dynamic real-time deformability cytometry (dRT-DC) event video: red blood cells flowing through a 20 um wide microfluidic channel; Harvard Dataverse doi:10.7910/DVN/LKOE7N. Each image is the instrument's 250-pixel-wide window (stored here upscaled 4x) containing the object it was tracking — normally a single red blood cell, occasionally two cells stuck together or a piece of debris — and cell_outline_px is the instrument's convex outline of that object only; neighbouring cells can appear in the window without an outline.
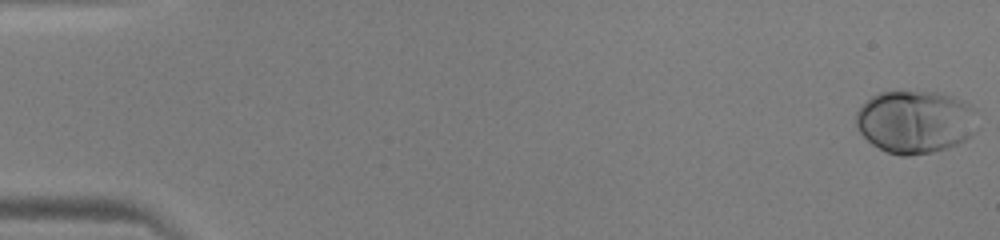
{"species": "human", "species_latin": "Homo sapiens", "temperature_condition": "warm", "stored_images_in_passage": 48, "camera_frame_rate_fps": 3000, "um_per_image_px": 0.085, "donor": {"sex": "male"}, "frame": {"image": 1, "passage_image": 1, "time_ms": 0.0, "image_size_px": [1000, 240], "cell_outline_px": [[976, 108], [972, 132], [964, 140], [956, 144], [932, 152], [908, 156], [900, 156], [888, 152], [872, 144], [856, 128], [856, 112], [872, 96], [880, 92], [936, 92], [952, 96], [964, 100], [972, 104]], "centroid_in_image_um": [77.78, 10.34], "position_along_channel_um": 7.2, "area_um2": 44.1}}
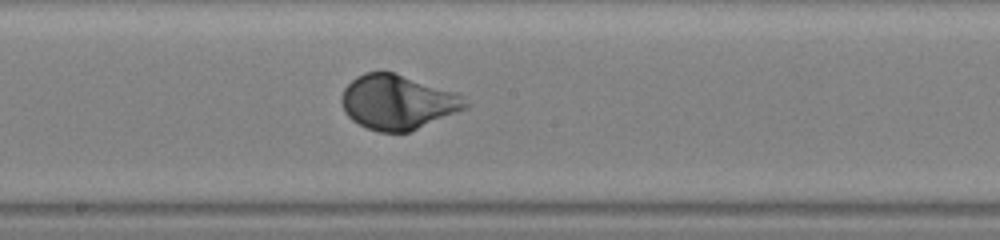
{"frame": {"image": 2, "passage_image": 27, "time_ms": 8.667, "image_size_px": [1000, 240], "cell_outline_px": [[468, 108], [408, 132], [380, 132], [368, 128], [352, 120], [344, 112], [340, 100], [340, 96], [344, 88], [356, 76], [364, 72], [392, 72], [456, 92], [464, 96], [468, 104]], "centroid_in_image_um": [33.78, 8.68], "position_along_channel_um": 214.4, "area_um2": 39.25}}
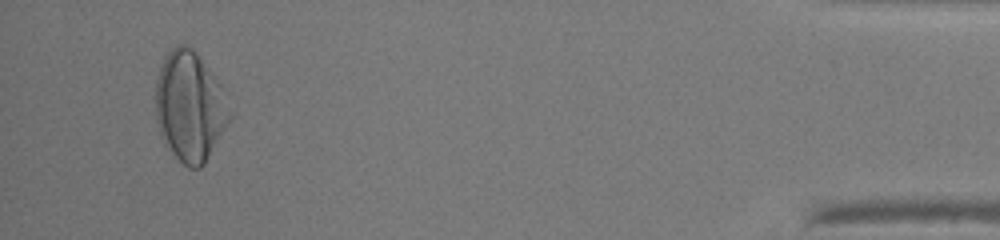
{"frame": {"image": 3, "passage_image": 46, "time_ms": 15.0, "image_size_px": [1000, 240], "cell_outline_px": [[232, 120], [204, 164], [200, 168], [188, 168], [172, 152], [160, 132], [156, 120], [156, 80], [160, 64], [164, 56], [176, 44], [188, 44], [196, 52], [220, 84], [232, 112]], "centroid_in_image_um": [16.16, 9.03], "position_along_channel_um": 419.0, "area_um2": 47.51}}